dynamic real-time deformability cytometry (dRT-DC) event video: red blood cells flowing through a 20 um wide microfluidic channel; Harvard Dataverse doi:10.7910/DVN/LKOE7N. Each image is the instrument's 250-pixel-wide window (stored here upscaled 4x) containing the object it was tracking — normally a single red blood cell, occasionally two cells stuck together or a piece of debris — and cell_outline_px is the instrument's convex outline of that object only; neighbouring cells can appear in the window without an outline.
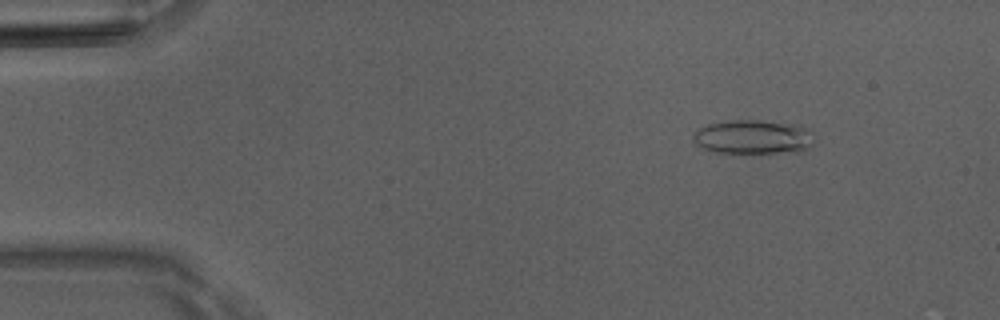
{"species": "Egyptian fruit bat (a non-hibernating species)", "species_latin": "Rousettus aegyptiacus", "temperature_condition": "room temperature", "stored_images_in_passage": 48, "camera_frame_rate_fps": 3000, "um_per_image_px": 0.085, "animal": {"sex": "male"}, "frame": {"image": 1, "passage_image": 7, "time_ms": 2.0, "image_size_px": [1000, 320], "cell_outline_px": [[812, 144], [808, 148], [776, 152], [716, 152], [704, 148], [696, 144], [692, 136], [700, 128], [708, 124], [736, 120], [756, 120], [800, 124], [804, 128]], "centroid_in_image_um": [63.93, 11.62], "position_along_channel_um": 21.1, "area_um2": 23.06}}
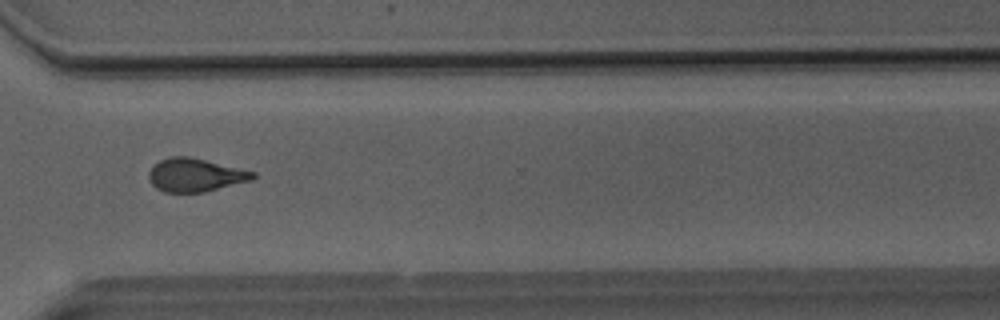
{"frame": {"image": 2, "passage_image": 38, "time_ms": 12.333, "image_size_px": [1000, 320], "cell_outline_px": [[256, 176], [252, 180], [204, 192], [164, 192], [156, 188], [148, 180], [148, 172], [160, 160], [168, 156], [188, 156], [256, 172]], "centroid_in_image_um": [16.58, 14.88], "position_along_channel_um": 354.0, "area_um2": 20.11}}
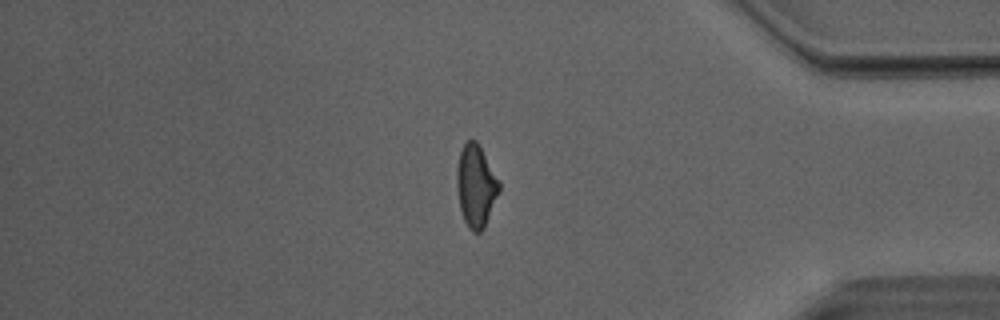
{"frame": {"image": 3, "passage_image": 43, "time_ms": 14.0, "image_size_px": [1000, 320], "cell_outline_px": [[500, 192], [484, 228], [480, 232], [472, 232], [468, 228], [464, 220], [460, 208], [456, 184], [456, 168], [460, 152], [464, 144], [468, 140], [476, 140], [500, 184]], "centroid_in_image_um": [40.44, 15.84], "position_along_channel_um": 394.8, "area_um2": 20.11}, "authors_computed_cell_mechanics": {"area_um2": 20.6924, "velocity_mm_per_s": 4.0981, "shape_relaxation_time_tau1_ms": 8.1334, "shape_relaxation_time_tau2_ms": 2.1243, "deformation_change_tau1": 0.2049, "deformation_change_tau2": 0.1057}}